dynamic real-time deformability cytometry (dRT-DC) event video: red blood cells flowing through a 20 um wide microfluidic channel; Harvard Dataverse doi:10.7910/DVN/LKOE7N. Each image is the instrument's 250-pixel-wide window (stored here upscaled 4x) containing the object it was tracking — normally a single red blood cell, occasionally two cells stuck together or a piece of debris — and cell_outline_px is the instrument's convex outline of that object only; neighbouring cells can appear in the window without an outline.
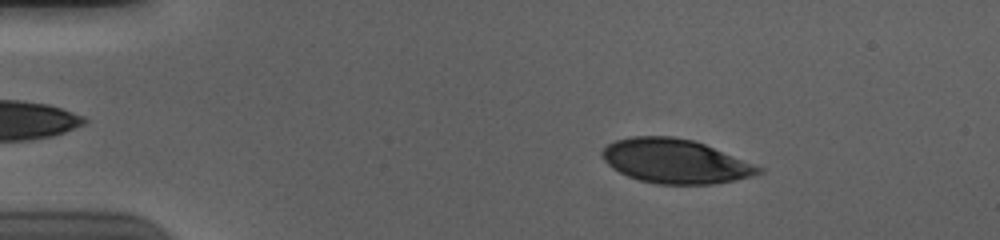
{"species": "human", "species_latin": "Homo sapiens", "temperature_condition": "cold", "stored_images_in_passage": 55, "camera_frame_rate_fps": 3000, "um_per_image_px": 0.085, "donor": {"sex": "male"}, "frame": {"image": 1, "passage_image": 9, "time_ms": 2.667, "image_size_px": [1000, 240], "cell_outline_px": [[764, 172], [752, 176], [712, 184], [656, 184], [640, 180], [628, 176], [612, 168], [600, 156], [600, 152], [608, 144], [616, 140], [632, 136], [672, 136], [692, 140], [704, 144], [764, 168]], "centroid_in_image_um": [57.37, 13.7], "position_along_channel_um": 27.6, "area_um2": 40.06}}
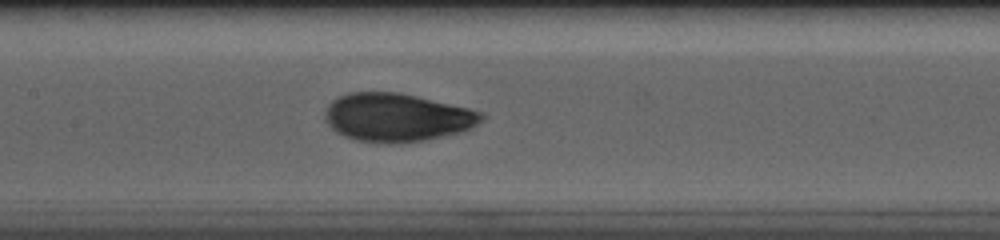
{"frame": {"image": 2, "passage_image": 27, "time_ms": 8.667, "image_size_px": [1000, 240], "cell_outline_px": [[484, 120], [472, 128], [460, 132], [424, 140], [400, 144], [384, 144], [356, 140], [344, 136], [336, 132], [324, 120], [324, 112], [328, 104], [332, 100], [348, 92], [400, 92], [468, 108], [480, 112], [484, 116]], "centroid_in_image_um": [33.71, 9.99], "position_along_channel_um": 173.7, "area_um2": 44.33}}
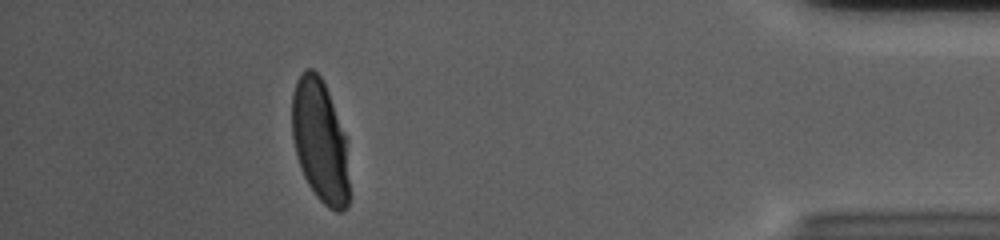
{"frame": {"image": 3, "passage_image": 50, "time_ms": 16.333, "image_size_px": [1000, 240], "cell_outline_px": [[348, 204], [340, 212], [336, 212], [328, 208], [316, 196], [308, 184], [300, 168], [296, 156], [292, 136], [292, 92], [296, 80], [308, 68], [312, 68], [320, 76], [328, 92], [344, 136], [348, 180]], "centroid_in_image_um": [27.16, 12.0], "position_along_channel_um": 408.0, "area_um2": 40.23}, "authors_computed_cell_mechanics": {"area_um2": 42.194, "velocity_mm_per_s": 3.6917, "shape_relaxation_time_tau1_ms": 4.6498, "shape_relaxation_time_tau2_ms": null, "deformation_change_tau1": 0.1786, "deformation_change_tau2": null}}